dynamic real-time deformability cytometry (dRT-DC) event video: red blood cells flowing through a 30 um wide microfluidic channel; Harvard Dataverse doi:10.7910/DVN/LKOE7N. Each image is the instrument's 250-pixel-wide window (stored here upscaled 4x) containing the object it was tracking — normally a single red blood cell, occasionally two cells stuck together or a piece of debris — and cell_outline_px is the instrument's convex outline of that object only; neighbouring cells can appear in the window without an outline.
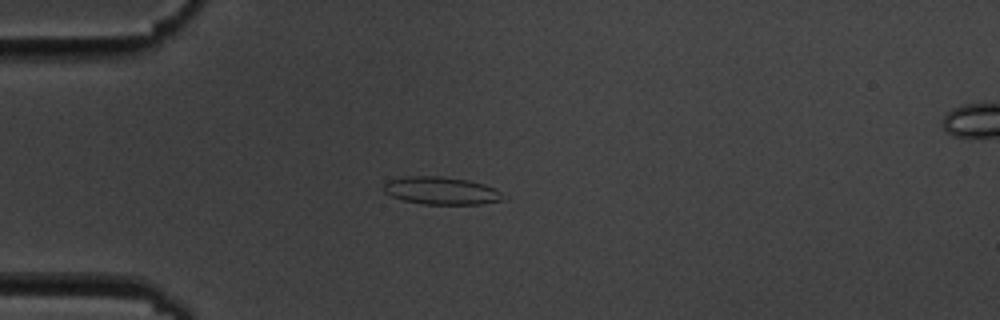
{"species": "common noctule bat (a hibernating species)", "species_latin": "Nyctalus noctula", "temperature_condition": "cold", "stored_images_in_passage": 7, "camera_frame_rate_fps": 3000, "um_per_image_px": 0.085, "animal": {"sex": "male", "body_mass_g": 19.5, "forearm_length_mm": 54.6}, "frame": {"image": 1, "passage_image": 4, "time_ms": 3.333, "image_size_px": [1000, 320], "cell_outline_px": [[508, 196], [504, 200], [480, 204], [424, 204], [404, 200], [392, 196], [384, 192], [384, 184], [388, 180], [408, 176], [440, 176], [468, 180], [484, 184], [496, 188]], "centroid_in_image_um": [37.57, 16.21], "position_along_channel_um": 47.4, "area_um2": 19.36}}
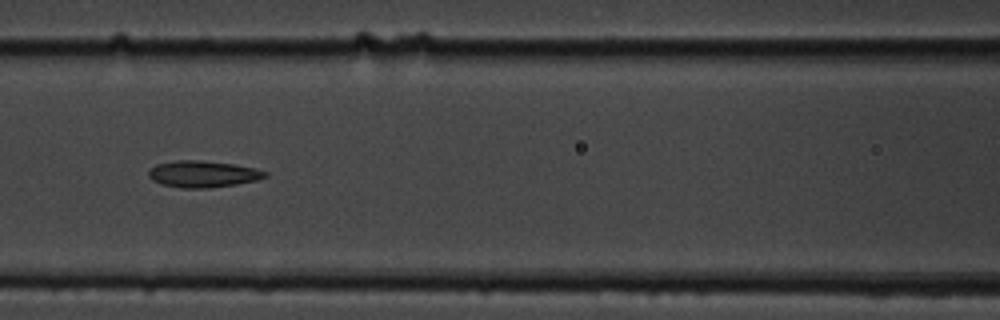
{"frame": {"image": 2, "passage_image": 7, "time_ms": 6.667, "image_size_px": [1000, 320], "cell_outline_px": [[268, 176], [256, 180], [236, 184], [208, 188], [180, 188], [160, 184], [152, 180], [148, 176], [148, 172], [156, 164], [176, 160], [200, 160], [232, 164], [252, 168], [268, 172]], "centroid_in_image_um": [17.21, 14.8], "position_along_channel_um": 149.4, "area_um2": 17.98}}